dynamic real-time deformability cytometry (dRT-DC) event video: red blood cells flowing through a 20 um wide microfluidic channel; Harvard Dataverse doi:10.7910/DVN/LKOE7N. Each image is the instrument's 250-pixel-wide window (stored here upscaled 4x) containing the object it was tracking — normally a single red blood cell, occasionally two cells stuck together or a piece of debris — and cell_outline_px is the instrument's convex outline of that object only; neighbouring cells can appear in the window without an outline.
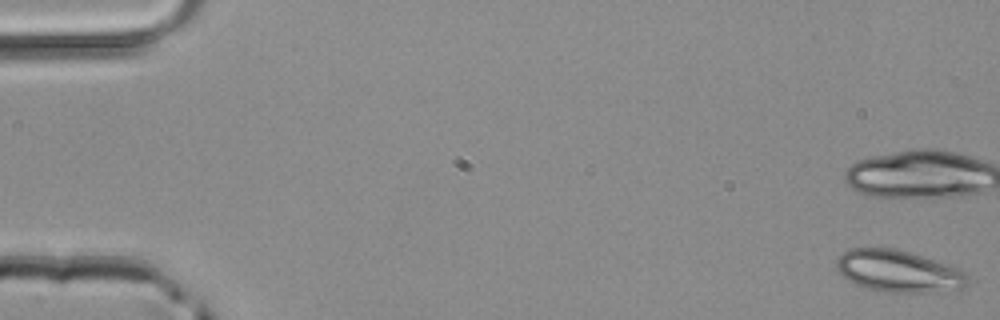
{"species": "common noctule bat (a hibernating species)", "species_latin": "Nyctalus noctula", "temperature_condition": "room temperature", "stored_images_in_passage": 48, "camera_frame_rate_fps": 3000, "um_per_image_px": 0.085, "animal": {"sex": "male", "body_mass_g": 20.4}, "frame": {"image": 1, "passage_image": 1, "time_ms": 0.0, "image_size_px": [1000, 320], "cell_outline_px": [[968, 280], [964, 288], [928, 292], [884, 292], [864, 288], [840, 276], [836, 268], [836, 256], [848, 248], [896, 248], [912, 252], [948, 264], [964, 272], [968, 276]], "centroid_in_image_um": [76.3, 23.03], "position_along_channel_um": 8.7, "area_um2": 32.37}}
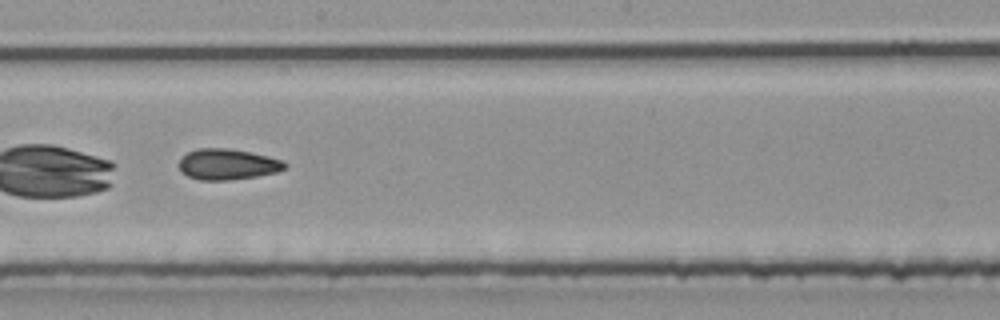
{"frame": {"image": 2, "passage_image": 28, "time_ms": 9.0, "image_size_px": [1000, 320], "cell_outline_px": [[288, 168], [276, 172], [256, 176], [228, 180], [200, 180], [188, 176], [180, 172], [176, 164], [180, 156], [188, 152], [200, 148], [228, 148], [252, 152], [284, 160], [288, 164]], "centroid_in_image_um": [19.31, 13.96], "position_along_channel_um": 228.9, "area_um2": 19.42}}